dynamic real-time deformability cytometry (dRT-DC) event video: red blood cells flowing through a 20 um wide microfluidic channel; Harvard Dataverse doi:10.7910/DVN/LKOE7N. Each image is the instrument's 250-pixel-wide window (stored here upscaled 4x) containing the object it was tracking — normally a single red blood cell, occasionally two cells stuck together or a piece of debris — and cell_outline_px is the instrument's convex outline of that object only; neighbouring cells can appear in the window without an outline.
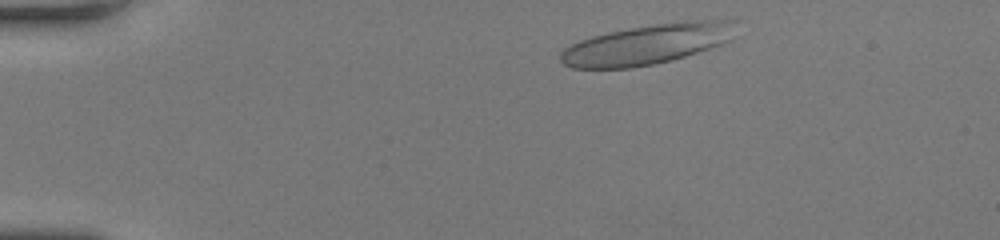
{"species": "human", "species_latin": "Homo sapiens", "temperature_condition": "room temperature", "stored_images_in_passage": 42, "camera_frame_rate_fps": 3000, "um_per_image_px": 0.085, "donor": {"sex": "female"}, "frame": {"image": 1, "passage_image": 2, "time_ms": 0.333, "image_size_px": [1000, 240], "cell_outline_px": [[736, 20], [732, 40], [724, 44], [672, 60], [632, 68], [572, 68], [564, 64], [560, 60], [560, 52], [564, 48], [580, 40], [592, 36], [608, 32], [656, 24], [684, 20]], "centroid_in_image_um": [55.04, 3.76], "position_along_channel_um": 30.0, "area_um2": 40.98}}
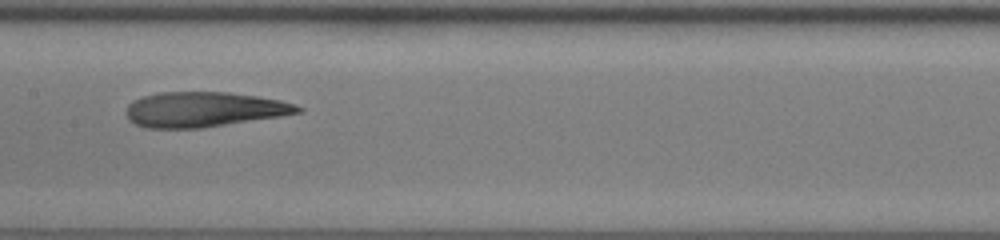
{"frame": {"image": 2, "passage_image": 19, "time_ms": 6.0, "image_size_px": [1000, 240], "cell_outline_px": [[304, 112], [280, 116], [204, 128], [144, 128], [128, 120], [124, 112], [128, 104], [132, 100], [144, 96], [160, 92], [228, 92], [256, 96], [280, 100], [296, 104], [304, 108]], "centroid_in_image_um": [17.32, 9.31], "position_along_channel_um": 190.1, "area_um2": 35.37}}
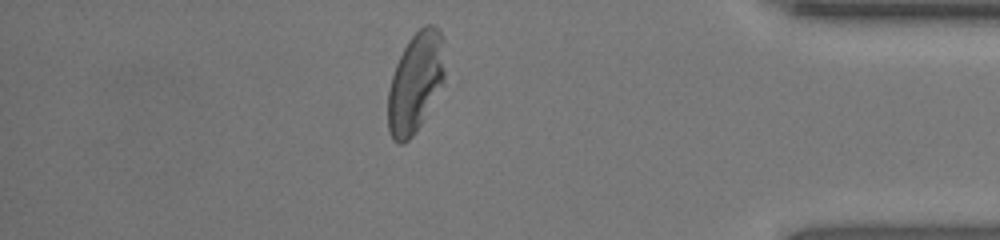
{"frame": {"image": 3, "passage_image": 36, "time_ms": 11.667, "image_size_px": [1000, 240], "cell_outline_px": [[444, 80], [420, 124], [412, 136], [404, 144], [396, 144], [392, 140], [388, 132], [388, 88], [396, 64], [408, 40], [424, 24], [432, 24], [440, 32], [444, 40]], "centroid_in_image_um": [35.29, 7.01], "position_along_channel_um": 399.9, "area_um2": 33.0}, "authors_computed_cell_mechanics": {"area_um2": 35.4892, "velocity_mm_per_s": 4.2149, "shape_relaxation_time_tau1_ms": 6.7433, "shape_relaxation_time_tau2_ms": 3.5929, "deformation_change_tau1": 0.2626, "deformation_change_tau2": 0.1128}}